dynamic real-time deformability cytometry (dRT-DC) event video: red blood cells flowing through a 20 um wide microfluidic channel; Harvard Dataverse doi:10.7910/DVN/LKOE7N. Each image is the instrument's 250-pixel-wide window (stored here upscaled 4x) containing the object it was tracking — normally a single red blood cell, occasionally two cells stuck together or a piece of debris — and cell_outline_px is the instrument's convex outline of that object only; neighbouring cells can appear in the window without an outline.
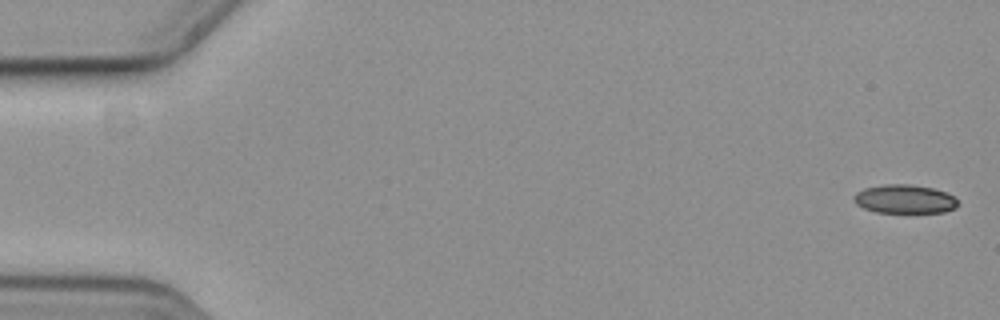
{"species": "common noctule bat (a hibernating species)", "species_latin": "Nyctalus noctula", "temperature_condition": "cold", "stored_images_in_passage": 50, "camera_frame_rate_fps": 3000, "um_per_image_px": 0.085, "animal": {"sex": "female", "body_mass_g": 19.3, "forearm_length_mm": 54.1}, "frame": {"image": 1, "passage_image": 1, "time_ms": 0.0, "image_size_px": [1000, 320], "cell_outline_px": [[956, 208], [944, 212], [876, 212], [864, 208], [856, 204], [852, 200], [852, 196], [856, 192], [864, 188], [888, 184], [908, 184], [932, 188], [944, 192], [952, 196], [956, 200]], "centroid_in_image_um": [76.83, 16.92], "position_along_channel_um": 8.2, "area_um2": 17.22}}
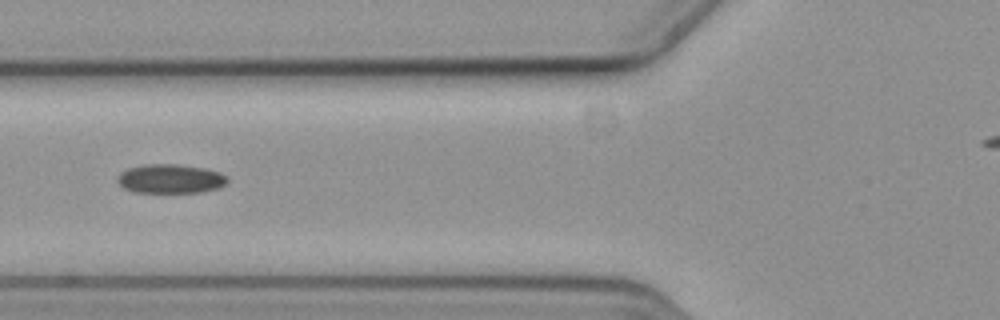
{"frame": {"image": 2, "passage_image": 22, "time_ms": 7.0, "image_size_px": [1000, 320], "cell_outline_px": [[228, 180], [220, 188], [200, 192], [132, 192], [124, 188], [116, 180], [116, 176], [120, 172], [128, 168], [144, 164], [176, 164], [204, 168], [220, 172]], "centroid_in_image_um": [14.44, 15.19], "position_along_channel_um": 111.4, "area_um2": 18.67}}
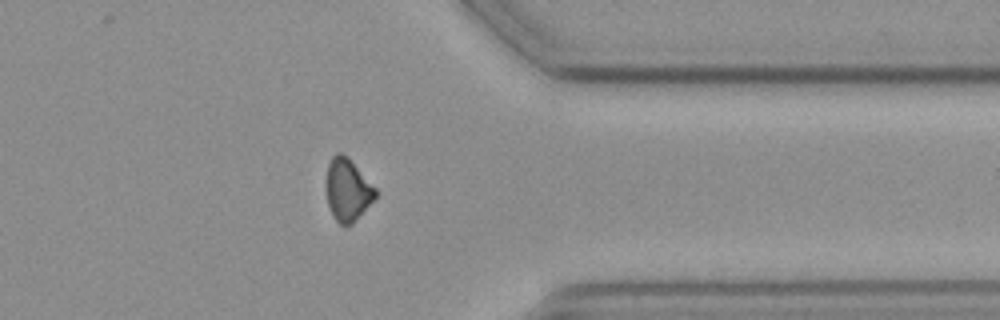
{"frame": {"image": 3, "passage_image": 45, "time_ms": 14.667, "image_size_px": [1000, 320], "cell_outline_px": [[376, 196], [352, 224], [344, 228], [332, 216], [328, 204], [328, 164], [332, 156], [336, 152], [340, 152], [376, 188]], "centroid_in_image_um": [29.54, 16.2], "position_along_channel_um": 381.9, "area_um2": 17.11}}